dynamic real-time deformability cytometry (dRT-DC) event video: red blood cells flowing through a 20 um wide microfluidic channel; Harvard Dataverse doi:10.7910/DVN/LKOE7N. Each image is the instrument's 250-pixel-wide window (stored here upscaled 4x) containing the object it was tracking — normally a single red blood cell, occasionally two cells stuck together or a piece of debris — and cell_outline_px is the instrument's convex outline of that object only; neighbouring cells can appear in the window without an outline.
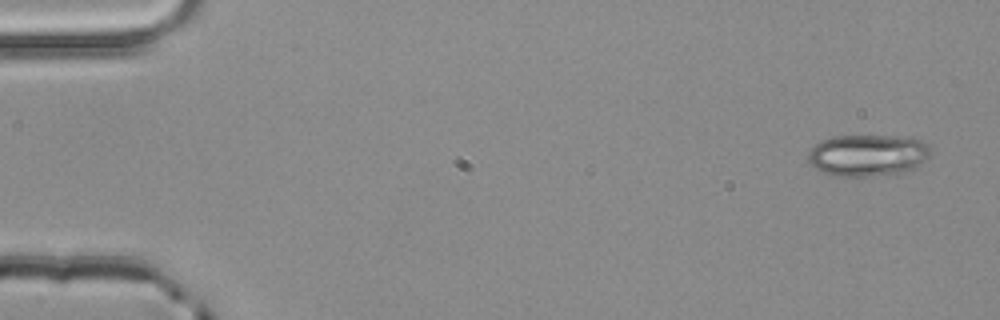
{"species": "common noctule bat (a hibernating species)", "species_latin": "Nyctalus noctula", "temperature_condition": "room temperature", "stored_images_in_passage": 3, "camera_frame_rate_fps": 3000, "um_per_image_px": 0.085, "animal": {"sex": "male", "body_mass_g": 20.4}, "frame": {"image": 1, "passage_image": 1, "time_ms": 0.0, "image_size_px": [1000, 320], "cell_outline_px": [[928, 156], [916, 168], [904, 172], [872, 176], [840, 176], [824, 172], [816, 168], [808, 160], [808, 152], [816, 144], [832, 136], [888, 136], [920, 140], [928, 144]], "centroid_in_image_um": [73.74, 13.2], "position_along_channel_um": 11.3, "area_um2": 29.25}}